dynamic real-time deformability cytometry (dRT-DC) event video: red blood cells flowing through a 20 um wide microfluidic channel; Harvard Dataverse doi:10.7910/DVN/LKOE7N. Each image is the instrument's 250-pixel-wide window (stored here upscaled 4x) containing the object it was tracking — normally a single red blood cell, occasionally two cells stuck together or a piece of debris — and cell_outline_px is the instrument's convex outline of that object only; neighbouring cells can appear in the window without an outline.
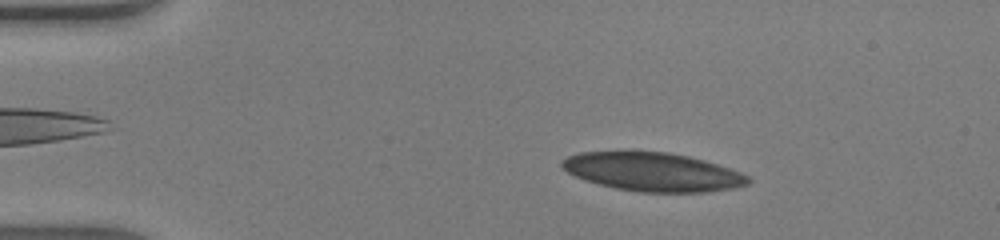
{"species": "human", "species_latin": "Homo sapiens", "temperature_condition": "warm", "stored_images_in_passage": 47, "camera_frame_rate_fps": 3000, "um_per_image_px": 0.085, "donor": {"sex": "male"}, "frame": {"image": 1, "passage_image": 8, "time_ms": 2.333, "image_size_px": [1000, 240], "cell_outline_px": [[752, 180], [748, 184], [736, 188], [704, 192], [640, 192], [616, 188], [584, 180], [568, 172], [560, 164], [560, 160], [568, 156], [580, 152], [632, 148], [668, 152], [688, 156], [704, 160], [740, 172], [748, 176]], "centroid_in_image_um": [55.43, 14.56], "position_along_channel_um": 29.6, "area_um2": 42.89}}
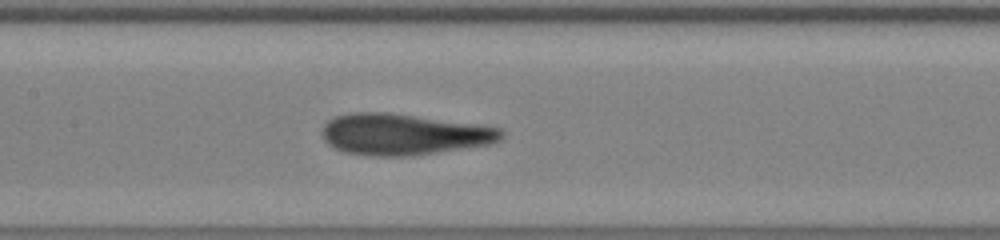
{"frame": {"image": 2, "passage_image": 23, "time_ms": 7.333, "image_size_px": [1000, 240], "cell_outline_px": [[504, 136], [500, 140], [492, 144], [412, 156], [372, 156], [344, 152], [328, 144], [324, 140], [324, 124], [328, 120], [336, 116], [352, 112], [388, 112], [484, 124], [500, 128], [504, 132]], "centroid_in_image_um": [34.38, 11.41], "position_along_channel_um": 173.0, "area_um2": 43.52}}
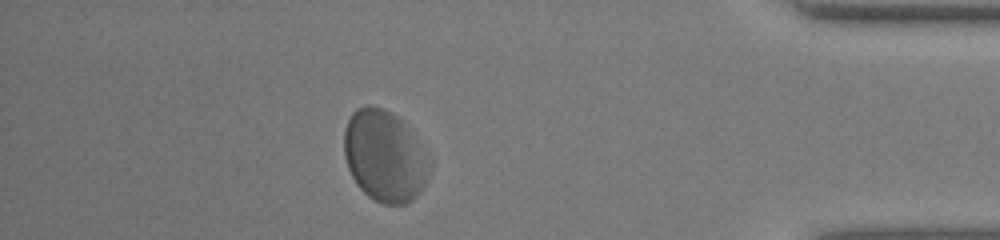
{"frame": {"image": 3, "passage_image": 42, "time_ms": 13.667, "image_size_px": [1000, 240], "cell_outline_px": [[432, 168], [428, 180], [420, 192], [412, 200], [404, 204], [384, 204], [368, 196], [356, 184], [348, 168], [344, 156], [344, 128], [352, 112], [356, 108], [364, 104], [372, 104], [384, 108], [404, 120], [432, 156]], "centroid_in_image_um": [32.75, 13.23], "position_along_channel_um": 402.5, "area_um2": 46.88}, "authors_computed_cell_mechanics": {"area_um2": 42.8876, "velocity_mm_per_s": 4.2418, "shape_relaxation_time_tau1_ms": 3.2538, "shape_relaxation_time_tau2_ms": 1.4028, "deformation_change_tau1": 0.1131, "deformation_change_tau2": 0.0835}}